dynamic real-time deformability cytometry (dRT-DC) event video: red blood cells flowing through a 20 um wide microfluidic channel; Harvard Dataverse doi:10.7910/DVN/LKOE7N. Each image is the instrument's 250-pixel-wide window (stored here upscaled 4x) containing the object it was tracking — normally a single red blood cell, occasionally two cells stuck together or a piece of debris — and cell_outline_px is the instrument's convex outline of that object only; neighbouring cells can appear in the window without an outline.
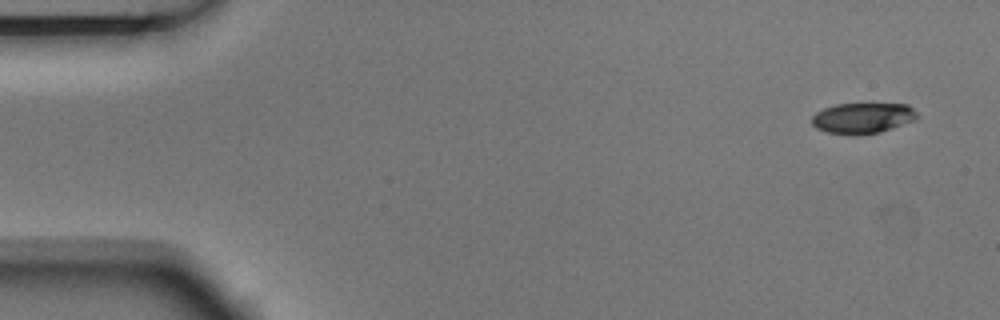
{"species": "Egyptian fruit bat (a non-hibernating species)", "species_latin": "Rousettus aegyptiacus", "temperature_condition": "room temperature", "stored_images_in_passage": 5, "camera_frame_rate_fps": 3000, "um_per_image_px": 0.085, "animal": {"sex": "male"}, "frame": {"image": 1, "passage_image": 1, "time_ms": 0.0, "image_size_px": [1000, 320], "cell_outline_px": [[916, 120], [880, 132], [856, 136], [848, 136], [828, 132], [816, 128], [812, 124], [812, 116], [816, 112], [824, 108], [836, 104], [908, 104], [916, 112]], "centroid_in_image_um": [73.3, 10.05], "position_along_channel_um": 11.7, "area_um2": 18.96}}